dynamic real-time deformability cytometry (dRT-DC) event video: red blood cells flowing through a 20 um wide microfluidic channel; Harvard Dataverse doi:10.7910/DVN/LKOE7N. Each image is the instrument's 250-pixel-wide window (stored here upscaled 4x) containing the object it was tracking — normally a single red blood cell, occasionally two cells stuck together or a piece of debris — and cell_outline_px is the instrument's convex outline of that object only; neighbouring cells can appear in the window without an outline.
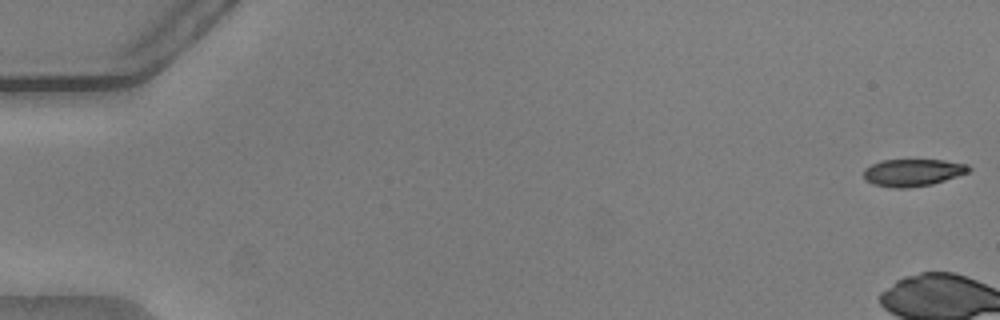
{"species": "common noctule bat (a hibernating species)", "species_latin": "Nyctalus noctula", "temperature_condition": "warm", "stored_images_in_passage": 7, "camera_frame_rate_fps": 3000, "um_per_image_px": 0.085, "animal": {"sex": "male", "body_mass_g": 20.5, "forearm_length_mm": 52.5}, "frame": {"image": 1, "passage_image": 1, "time_ms": 0.0, "image_size_px": [1000, 320], "cell_outline_px": [[972, 168], [968, 172], [932, 184], [904, 188], [892, 188], [872, 184], [864, 180], [864, 168], [880, 160], [944, 160], [968, 164]], "centroid_in_image_um": [77.55, 14.66], "position_along_channel_um": 7.4, "area_um2": 16.7}}